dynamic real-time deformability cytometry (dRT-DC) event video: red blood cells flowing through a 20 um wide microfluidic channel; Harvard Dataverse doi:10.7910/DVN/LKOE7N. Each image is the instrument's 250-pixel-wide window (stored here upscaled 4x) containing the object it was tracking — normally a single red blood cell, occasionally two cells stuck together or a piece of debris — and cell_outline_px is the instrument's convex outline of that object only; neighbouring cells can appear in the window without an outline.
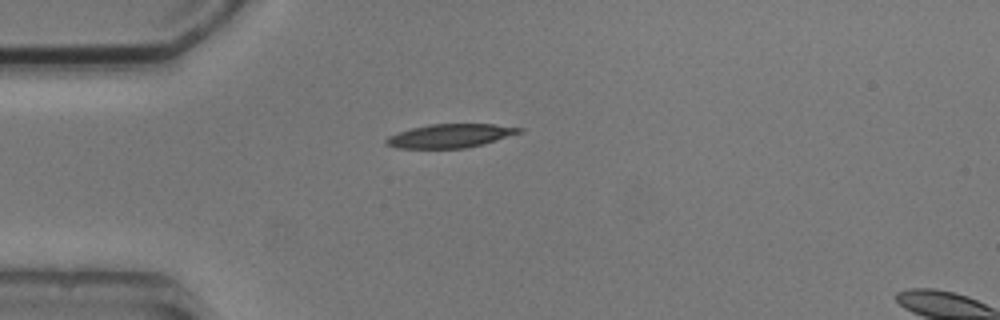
{"species": "common noctule bat (a hibernating species)", "species_latin": "Nyctalus noctula", "temperature_condition": "cold", "stored_images_in_passage": 4, "camera_frame_rate_fps": 3000, "um_per_image_px": 0.085, "animal": {"sex": "male", "body_mass_g": 20.5, "forearm_length_mm": 52.5}, "frame": {"image": 1, "passage_image": 1, "time_ms": 0.0, "image_size_px": [1000, 320], "cell_outline_px": [[524, 128], [520, 132], [484, 144], [464, 148], [396, 148], [384, 144], [384, 140], [388, 136], [412, 128], [428, 124], [492, 124]], "centroid_in_image_um": [38.22, 11.55], "position_along_channel_um": 46.8, "area_um2": 18.21}}